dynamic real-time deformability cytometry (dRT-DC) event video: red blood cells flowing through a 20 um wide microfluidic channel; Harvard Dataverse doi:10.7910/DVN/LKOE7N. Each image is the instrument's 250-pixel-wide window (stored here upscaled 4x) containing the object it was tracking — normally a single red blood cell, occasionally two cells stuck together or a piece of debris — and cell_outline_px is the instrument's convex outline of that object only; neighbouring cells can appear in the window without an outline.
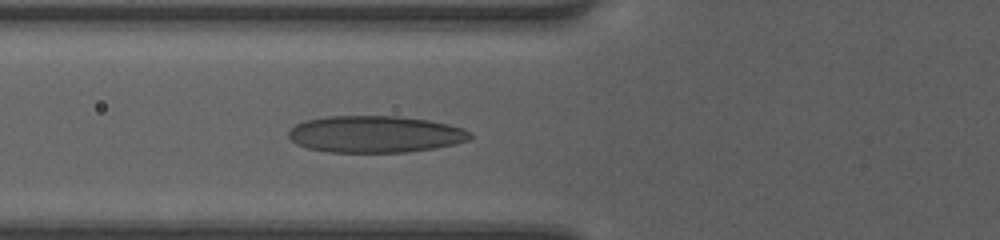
{"species": "human", "species_latin": "Homo sapiens", "temperature_condition": "room temperature", "stored_images_in_passage": 6, "camera_frame_rate_fps": 3000, "um_per_image_px": 0.085, "donor": {"sex": "female"}, "frame": {"image": 1, "passage_image": 6, "time_ms": 1.667, "image_size_px": [1000, 240], "cell_outline_px": [[472, 136], [468, 140], [456, 144], [408, 152], [328, 152], [308, 148], [296, 144], [288, 136], [288, 132], [296, 124], [304, 120], [324, 116], [396, 116], [428, 120], [448, 124], [464, 128], [472, 132]], "centroid_in_image_um": [31.89, 11.4], "position_along_channel_um": 93.9, "area_um2": 39.07}}